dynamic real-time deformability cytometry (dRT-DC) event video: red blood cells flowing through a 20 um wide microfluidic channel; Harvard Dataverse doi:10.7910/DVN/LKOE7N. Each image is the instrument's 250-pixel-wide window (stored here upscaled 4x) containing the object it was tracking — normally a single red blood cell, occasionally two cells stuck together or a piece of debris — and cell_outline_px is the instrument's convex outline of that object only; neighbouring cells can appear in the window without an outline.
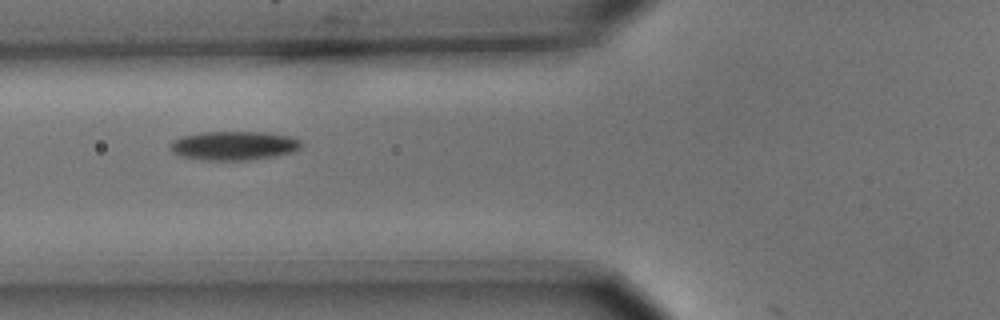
{"species": "common noctule bat (a hibernating species)", "species_latin": "Nyctalus noctula", "temperature_condition": "cold", "stored_images_in_passage": 9, "camera_frame_rate_fps": 3000, "um_per_image_px": 0.085, "animal": {"sex": "male", "body_mass_g": 15.6}, "frame": {"image": 1, "passage_image": 7, "time_ms": 2.0, "image_size_px": [1000, 320], "cell_outline_px": [[304, 144], [296, 152], [276, 156], [248, 160], [200, 160], [180, 156], [172, 152], [168, 148], [172, 140], [184, 136], [200, 132], [264, 132], [288, 136], [300, 140]], "centroid_in_image_um": [19.88, 12.39], "position_along_channel_um": 105.9, "area_um2": 22.37}}
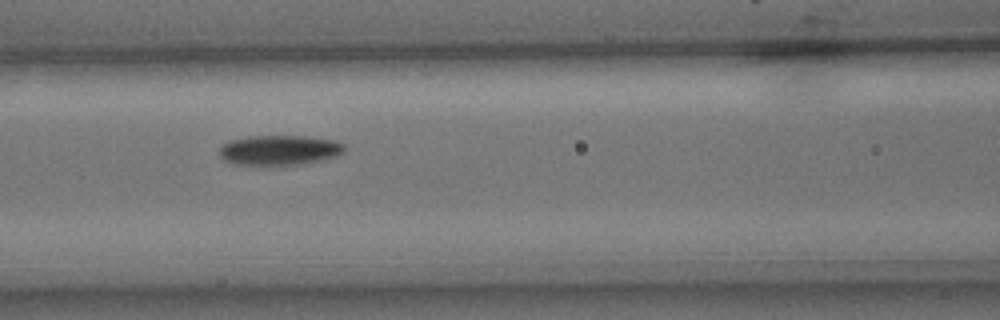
{"frame": {"image": 2, "passage_image": 8, "time_ms": 2.333, "image_size_px": [1000, 320], "cell_outline_px": [[344, 152], [336, 156], [320, 160], [300, 164], [268, 168], [236, 164], [224, 160], [220, 156], [220, 148], [224, 144], [232, 140], [248, 136], [304, 136], [332, 140], [344, 144]], "centroid_in_image_um": [23.71, 12.8], "position_along_channel_um": 142.9, "area_um2": 22.31}}
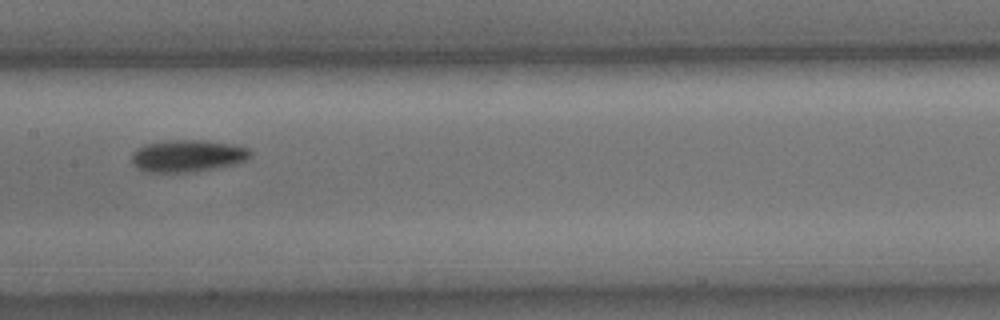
{"frame": {"image": 3, "passage_image": 9, "time_ms": 2.667, "image_size_px": [1000, 320], "cell_outline_px": [[252, 156], [248, 160], [216, 168], [192, 172], [148, 172], [136, 168], [132, 164], [132, 152], [136, 148], [144, 144], [168, 140], [204, 140], [232, 144], [248, 148], [252, 152]], "centroid_in_image_um": [15.93, 13.24], "position_along_channel_um": 191.5, "area_um2": 22.43}}